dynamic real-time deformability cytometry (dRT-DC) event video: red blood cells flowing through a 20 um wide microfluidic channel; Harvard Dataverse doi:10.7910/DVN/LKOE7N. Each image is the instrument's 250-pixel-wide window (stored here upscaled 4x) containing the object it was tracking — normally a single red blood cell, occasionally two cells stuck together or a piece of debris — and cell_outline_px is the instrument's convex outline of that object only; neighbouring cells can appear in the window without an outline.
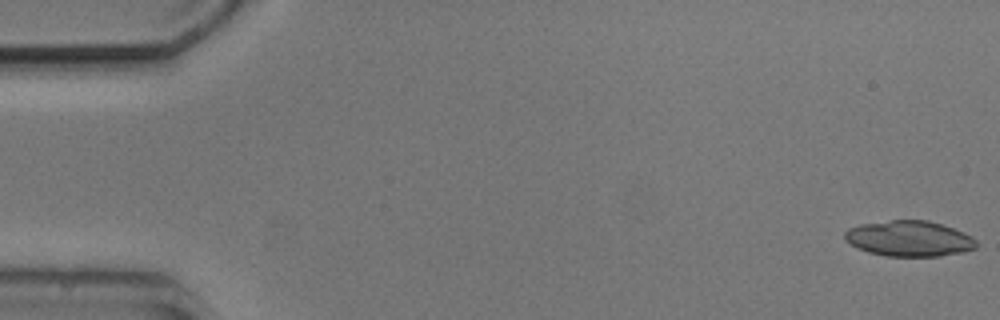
{"species": "common noctule bat (a hibernating species)", "species_latin": "Nyctalus noctula", "temperature_condition": "cold", "stored_images_in_passage": 3, "camera_frame_rate_fps": 3000, "um_per_image_px": 0.085, "animal": {"sex": "male", "body_mass_g": 20.5, "forearm_length_mm": 52.5}, "frame": {"image": 1, "passage_image": 1, "time_ms": 0.0, "image_size_px": [1000, 320], "cell_outline_px": [[976, 248], [964, 252], [940, 256], [884, 256], [868, 252], [856, 248], [844, 240], [844, 232], [848, 228], [860, 224], [892, 220], [928, 220], [964, 232], [972, 236], [976, 240]], "centroid_in_image_um": [77.26, 20.28], "position_along_channel_um": 7.7, "area_um2": 27.51}}